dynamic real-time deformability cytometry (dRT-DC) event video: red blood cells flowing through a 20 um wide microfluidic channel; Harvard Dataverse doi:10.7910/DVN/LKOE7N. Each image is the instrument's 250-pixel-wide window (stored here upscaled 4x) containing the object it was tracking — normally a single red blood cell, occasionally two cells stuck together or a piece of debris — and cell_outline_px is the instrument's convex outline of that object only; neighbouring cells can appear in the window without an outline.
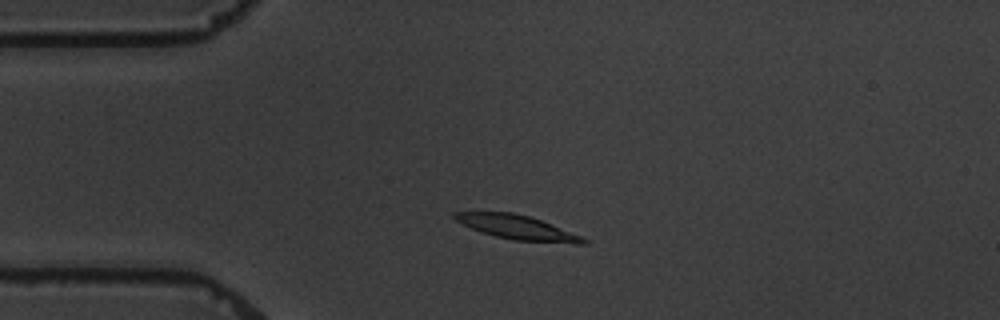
{"species": "common noctule bat (a hibernating species)", "species_latin": "Nyctalus noctula", "temperature_condition": "warm", "stored_images_in_passage": 4, "camera_frame_rate_fps": 3000, "um_per_image_px": 0.085, "animal": {"sex": "male", "body_mass_g": 19.5, "forearm_length_mm": 54.6}, "frame": {"image": 1, "passage_image": 2, "time_ms": 1.0, "image_size_px": [1000, 320], "cell_outline_px": [[588, 244], [576, 244], [512, 240], [480, 232], [456, 220], [452, 216], [452, 212], [512, 212], [528, 216], [540, 220], [580, 236], [588, 240]], "centroid_in_image_um": [43.95, 19.33], "position_along_channel_um": 41.0, "area_um2": 17.92}}
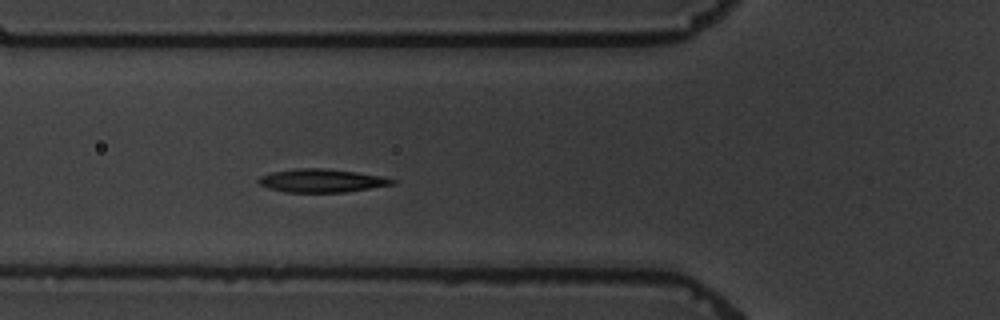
{"frame": {"image": 2, "passage_image": 4, "time_ms": 3.333, "image_size_px": [1000, 320], "cell_outline_px": [[396, 184], [344, 192], [284, 192], [268, 188], [260, 184], [256, 180], [260, 176], [272, 172], [296, 168], [324, 168], [356, 172], [384, 176], [396, 180]], "centroid_in_image_um": [27.34, 15.35], "position_along_channel_um": 98.5, "area_um2": 18.21}}